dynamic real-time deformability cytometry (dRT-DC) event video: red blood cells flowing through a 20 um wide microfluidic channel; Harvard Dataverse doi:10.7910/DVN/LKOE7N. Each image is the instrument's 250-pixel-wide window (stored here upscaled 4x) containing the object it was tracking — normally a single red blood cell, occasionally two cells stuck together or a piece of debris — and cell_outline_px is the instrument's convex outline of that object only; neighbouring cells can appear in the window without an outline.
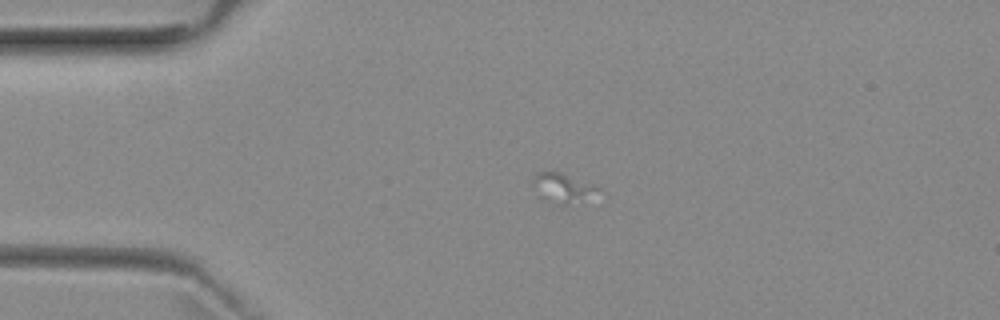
{"species": "common noctule bat (a hibernating species)", "species_latin": "Nyctalus noctula", "temperature_condition": "room temperature", "stored_images_in_passage": 2, "camera_frame_rate_fps": 3000, "um_per_image_px": 0.085, "animal": {"sex": "female", "body_mass_g": 29.2, "forearm_length_mm": 56.3}, "frame": {"image": 1, "passage_image": 2, "time_ms": 2.0, "image_size_px": [1000, 320], "cell_outline_px": [[600, 188], [584, 204], [560, 204], [548, 200], [540, 196], [532, 184], [532, 176], [540, 172], [560, 172], [592, 184]], "centroid_in_image_um": [47.85, 15.99], "position_along_channel_um": 37.1, "area_um2": 11.16}}